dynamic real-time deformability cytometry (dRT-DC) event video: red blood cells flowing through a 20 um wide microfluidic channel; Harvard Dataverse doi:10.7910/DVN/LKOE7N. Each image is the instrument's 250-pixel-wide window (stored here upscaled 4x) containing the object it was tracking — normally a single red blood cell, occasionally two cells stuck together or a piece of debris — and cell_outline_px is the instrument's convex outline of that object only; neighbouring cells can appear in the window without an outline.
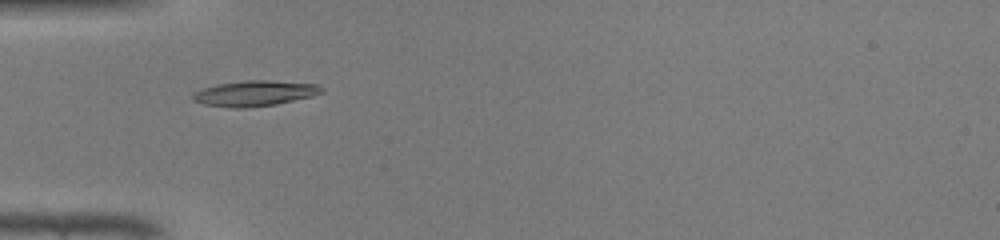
{"species": "common noctule bat (a hibernating species)", "species_latin": "Nyctalus noctula", "temperature_condition": "warm", "stored_images_in_passage": 35, "camera_frame_rate_fps": 3000, "um_per_image_px": 0.085, "animal": {"sex": "male", "body_mass_g": 19.0, "forearm_length_mm": 50.8}, "frame": {"image": 1, "passage_image": 3, "time_ms": 0.667, "image_size_px": [1000, 240], "cell_outline_px": [[324, 92], [312, 96], [276, 104], [244, 108], [232, 108], [204, 104], [192, 100], [192, 96], [196, 92], [204, 88], [220, 84], [244, 80], [268, 80], [316, 84], [324, 88]], "centroid_in_image_um": [21.68, 7.93], "position_along_channel_um": 63.3, "area_um2": 18.96}}
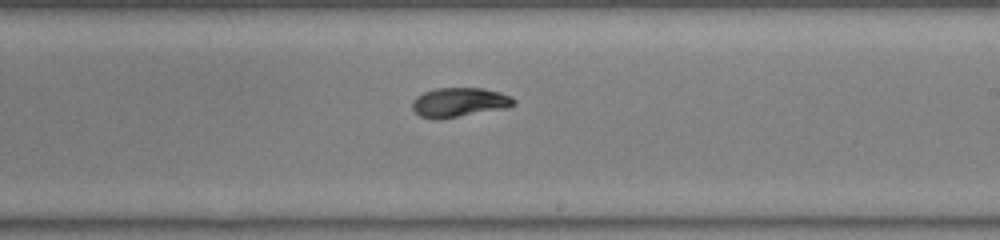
{"frame": {"image": 2, "passage_image": 16, "time_ms": 5.0, "image_size_px": [1000, 240], "cell_outline_px": [[516, 104], [504, 108], [456, 116], [420, 116], [412, 108], [412, 100], [416, 96], [424, 92], [436, 88], [484, 88], [500, 92], [512, 96], [516, 100]], "centroid_in_image_um": [39.09, 8.64], "position_along_channel_um": 249.9, "area_um2": 16.7}}
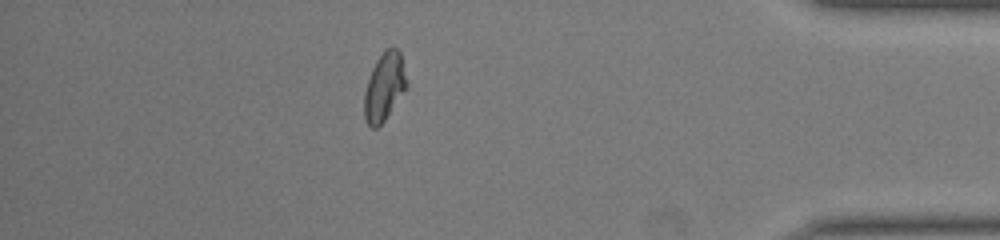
{"frame": {"image": 3, "passage_image": 29, "time_ms": 9.333, "image_size_px": [1000, 240], "cell_outline_px": [[408, 88], [384, 120], [376, 128], [372, 128], [364, 120], [364, 92], [372, 68], [376, 60], [388, 48], [396, 48], [400, 52], [408, 84]], "centroid_in_image_um": [32.67, 7.4], "position_along_channel_um": 402.5, "area_um2": 16.76}, "authors_computed_cell_mechanics": {"area_um2": 17.051, "velocity_mm_per_s": 4.3704, "shape_relaxation_time_tau1_ms": 6.0611, "shape_relaxation_time_tau2_ms": 2.2811, "deformation_change_tau1": 0.2454, "deformation_change_tau2": 0.0293}}